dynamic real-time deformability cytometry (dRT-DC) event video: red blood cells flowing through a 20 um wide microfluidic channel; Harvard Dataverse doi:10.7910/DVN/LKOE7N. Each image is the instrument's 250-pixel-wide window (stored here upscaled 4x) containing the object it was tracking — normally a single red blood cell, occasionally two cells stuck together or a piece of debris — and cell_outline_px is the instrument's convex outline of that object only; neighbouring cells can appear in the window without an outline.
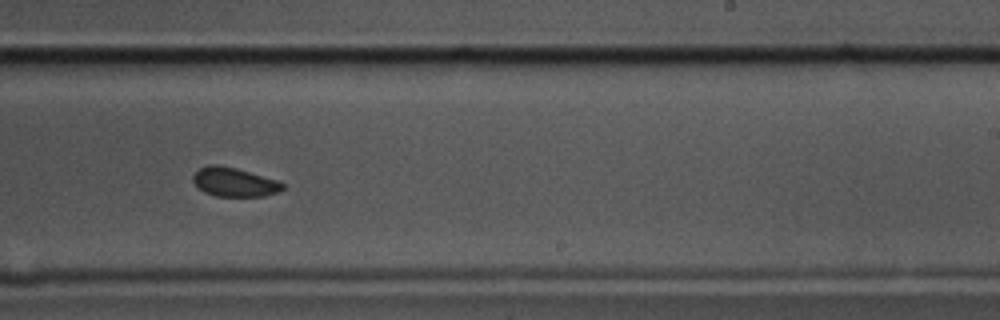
{"species": "common noctule bat (a hibernating species)", "species_latin": "Nyctalus noctula", "temperature_condition": "cold", "stored_images_in_passage": 10, "camera_frame_rate_fps": 3000, "um_per_image_px": 0.085, "animal": {"sex": "male", "body_mass_g": 17.5, "forearm_length_mm": 52.3}, "frame": {"image": 1, "passage_image": 9, "time_ms": 2.667, "image_size_px": [1000, 320], "cell_outline_px": [[284, 188], [276, 192], [264, 196], [216, 196], [204, 192], [192, 180], [192, 176], [200, 168], [208, 164], [216, 164], [236, 168], [276, 180], [284, 184]], "centroid_in_image_um": [19.88, 15.47], "position_along_channel_um": 269.1, "area_um2": 14.91}}
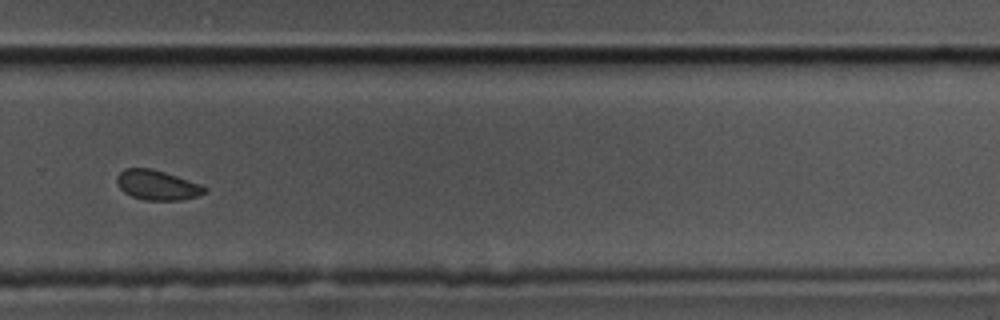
{"frame": {"image": 2, "passage_image": 10, "time_ms": 3.0, "image_size_px": [1000, 320], "cell_outline_px": [[208, 192], [184, 200], [144, 200], [132, 196], [124, 192], [116, 184], [116, 176], [124, 168], [152, 168], [200, 184], [208, 188]], "centroid_in_image_um": [13.35, 15.73], "position_along_channel_um": 316.4, "area_um2": 15.32}}